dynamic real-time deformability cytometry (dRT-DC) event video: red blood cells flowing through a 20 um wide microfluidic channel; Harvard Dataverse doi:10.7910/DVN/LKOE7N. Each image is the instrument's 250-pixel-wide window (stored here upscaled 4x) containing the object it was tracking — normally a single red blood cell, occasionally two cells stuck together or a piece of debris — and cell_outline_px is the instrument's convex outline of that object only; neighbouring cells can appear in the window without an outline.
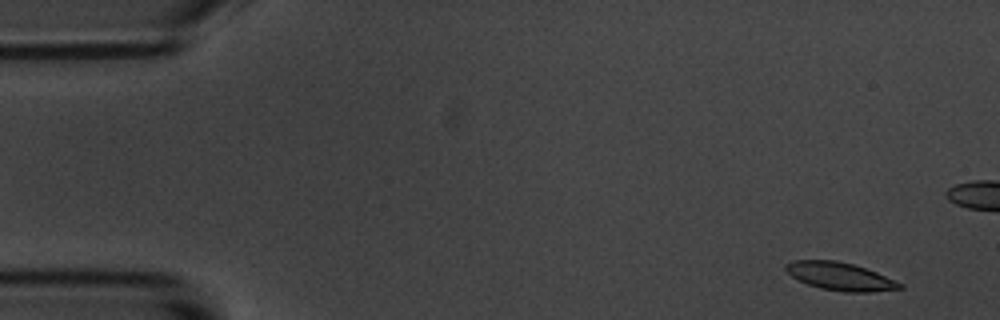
{"species": "common noctule bat (a hibernating species)", "species_latin": "Nyctalus noctula", "temperature_condition": "room temperature", "stored_images_in_passage": 5, "camera_frame_rate_fps": 3000, "um_per_image_px": 0.085, "animal": {"sex": "male", "body_mass_g": 20.1, "forearm_length_mm": 53.5}, "frame": {"image": 1, "passage_image": 1, "time_ms": 0.0, "image_size_px": [1000, 320], "cell_outline_px": [[904, 288], [868, 292], [844, 292], [820, 288], [808, 284], [792, 276], [784, 268], [784, 264], [792, 260], [836, 260], [852, 264], [876, 272], [904, 284]], "centroid_in_image_um": [71.4, 23.49], "position_along_channel_um": 13.6, "area_um2": 18.44}}